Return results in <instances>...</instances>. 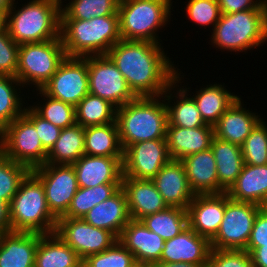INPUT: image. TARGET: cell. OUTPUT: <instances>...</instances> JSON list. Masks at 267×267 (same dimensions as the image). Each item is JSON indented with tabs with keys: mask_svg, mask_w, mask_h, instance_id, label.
Returning a JSON list of instances; mask_svg holds the SVG:
<instances>
[{
	"mask_svg": "<svg viewBox=\"0 0 267 267\" xmlns=\"http://www.w3.org/2000/svg\"><path fill=\"white\" fill-rule=\"evenodd\" d=\"M163 47L159 43L121 39L106 55L137 97H159L175 80L178 68Z\"/></svg>",
	"mask_w": 267,
	"mask_h": 267,
	"instance_id": "6da1fadb",
	"label": "cell"
},
{
	"mask_svg": "<svg viewBox=\"0 0 267 267\" xmlns=\"http://www.w3.org/2000/svg\"><path fill=\"white\" fill-rule=\"evenodd\" d=\"M15 1L6 15L5 27L18 44L37 43L60 37L61 0ZM17 8V10H16Z\"/></svg>",
	"mask_w": 267,
	"mask_h": 267,
	"instance_id": "7a4b0ae2",
	"label": "cell"
},
{
	"mask_svg": "<svg viewBox=\"0 0 267 267\" xmlns=\"http://www.w3.org/2000/svg\"><path fill=\"white\" fill-rule=\"evenodd\" d=\"M116 123L123 151L137 142L166 139L168 115L163 96L137 97L118 107Z\"/></svg>",
	"mask_w": 267,
	"mask_h": 267,
	"instance_id": "3957f363",
	"label": "cell"
},
{
	"mask_svg": "<svg viewBox=\"0 0 267 267\" xmlns=\"http://www.w3.org/2000/svg\"><path fill=\"white\" fill-rule=\"evenodd\" d=\"M60 37L67 57L106 55L121 40L119 15L61 19Z\"/></svg>",
	"mask_w": 267,
	"mask_h": 267,
	"instance_id": "277c9868",
	"label": "cell"
},
{
	"mask_svg": "<svg viewBox=\"0 0 267 267\" xmlns=\"http://www.w3.org/2000/svg\"><path fill=\"white\" fill-rule=\"evenodd\" d=\"M210 45L228 52H248L267 42V3L260 10L222 14L211 32Z\"/></svg>",
	"mask_w": 267,
	"mask_h": 267,
	"instance_id": "5b68a950",
	"label": "cell"
},
{
	"mask_svg": "<svg viewBox=\"0 0 267 267\" xmlns=\"http://www.w3.org/2000/svg\"><path fill=\"white\" fill-rule=\"evenodd\" d=\"M11 231L55 233L57 218L48 208L41 180L30 171L9 204Z\"/></svg>",
	"mask_w": 267,
	"mask_h": 267,
	"instance_id": "8992f818",
	"label": "cell"
},
{
	"mask_svg": "<svg viewBox=\"0 0 267 267\" xmlns=\"http://www.w3.org/2000/svg\"><path fill=\"white\" fill-rule=\"evenodd\" d=\"M173 0H120L118 5L122 40L162 42L159 33L171 21ZM161 30V31H160Z\"/></svg>",
	"mask_w": 267,
	"mask_h": 267,
	"instance_id": "52a82bcc",
	"label": "cell"
},
{
	"mask_svg": "<svg viewBox=\"0 0 267 267\" xmlns=\"http://www.w3.org/2000/svg\"><path fill=\"white\" fill-rule=\"evenodd\" d=\"M66 57L61 38L19 45L16 78L35 92L51 79Z\"/></svg>",
	"mask_w": 267,
	"mask_h": 267,
	"instance_id": "ba28073f",
	"label": "cell"
},
{
	"mask_svg": "<svg viewBox=\"0 0 267 267\" xmlns=\"http://www.w3.org/2000/svg\"><path fill=\"white\" fill-rule=\"evenodd\" d=\"M0 151L9 159L30 170L46 164L48 152L43 148L35 126L24 116L3 129Z\"/></svg>",
	"mask_w": 267,
	"mask_h": 267,
	"instance_id": "9c48e42d",
	"label": "cell"
},
{
	"mask_svg": "<svg viewBox=\"0 0 267 267\" xmlns=\"http://www.w3.org/2000/svg\"><path fill=\"white\" fill-rule=\"evenodd\" d=\"M262 208L233 200L225 192V212L216 236L210 241L211 248L246 250L255 218Z\"/></svg>",
	"mask_w": 267,
	"mask_h": 267,
	"instance_id": "30bf717a",
	"label": "cell"
},
{
	"mask_svg": "<svg viewBox=\"0 0 267 267\" xmlns=\"http://www.w3.org/2000/svg\"><path fill=\"white\" fill-rule=\"evenodd\" d=\"M89 93L121 107L137 96L107 55L87 56Z\"/></svg>",
	"mask_w": 267,
	"mask_h": 267,
	"instance_id": "8fae6325",
	"label": "cell"
},
{
	"mask_svg": "<svg viewBox=\"0 0 267 267\" xmlns=\"http://www.w3.org/2000/svg\"><path fill=\"white\" fill-rule=\"evenodd\" d=\"M55 233L82 261L105 251L118 240L110 231L94 227L82 218H58Z\"/></svg>",
	"mask_w": 267,
	"mask_h": 267,
	"instance_id": "7c38bea8",
	"label": "cell"
},
{
	"mask_svg": "<svg viewBox=\"0 0 267 267\" xmlns=\"http://www.w3.org/2000/svg\"><path fill=\"white\" fill-rule=\"evenodd\" d=\"M31 171L44 186L47 205L51 213L57 219L62 217L79 188L73 166L44 164Z\"/></svg>",
	"mask_w": 267,
	"mask_h": 267,
	"instance_id": "4fadbf2b",
	"label": "cell"
},
{
	"mask_svg": "<svg viewBox=\"0 0 267 267\" xmlns=\"http://www.w3.org/2000/svg\"><path fill=\"white\" fill-rule=\"evenodd\" d=\"M41 89L48 96L76 106L89 93L87 57H66Z\"/></svg>",
	"mask_w": 267,
	"mask_h": 267,
	"instance_id": "5bb4252c",
	"label": "cell"
},
{
	"mask_svg": "<svg viewBox=\"0 0 267 267\" xmlns=\"http://www.w3.org/2000/svg\"><path fill=\"white\" fill-rule=\"evenodd\" d=\"M166 139L141 141L123 151V176L152 180L170 161Z\"/></svg>",
	"mask_w": 267,
	"mask_h": 267,
	"instance_id": "9a60e30c",
	"label": "cell"
},
{
	"mask_svg": "<svg viewBox=\"0 0 267 267\" xmlns=\"http://www.w3.org/2000/svg\"><path fill=\"white\" fill-rule=\"evenodd\" d=\"M182 73L177 68L175 80L162 95L167 108L168 126H178L188 129L211 126L204 122L193 97L182 87L184 76H186Z\"/></svg>",
	"mask_w": 267,
	"mask_h": 267,
	"instance_id": "2e32d148",
	"label": "cell"
},
{
	"mask_svg": "<svg viewBox=\"0 0 267 267\" xmlns=\"http://www.w3.org/2000/svg\"><path fill=\"white\" fill-rule=\"evenodd\" d=\"M225 212V192L196 194L188 205V226L211 241L217 234Z\"/></svg>",
	"mask_w": 267,
	"mask_h": 267,
	"instance_id": "e0dca14e",
	"label": "cell"
},
{
	"mask_svg": "<svg viewBox=\"0 0 267 267\" xmlns=\"http://www.w3.org/2000/svg\"><path fill=\"white\" fill-rule=\"evenodd\" d=\"M211 249V242L188 226L176 237L165 241L160 262H188L206 267Z\"/></svg>",
	"mask_w": 267,
	"mask_h": 267,
	"instance_id": "ac0fdd59",
	"label": "cell"
},
{
	"mask_svg": "<svg viewBox=\"0 0 267 267\" xmlns=\"http://www.w3.org/2000/svg\"><path fill=\"white\" fill-rule=\"evenodd\" d=\"M123 157L83 155L72 164L78 187L92 188L101 184H121Z\"/></svg>",
	"mask_w": 267,
	"mask_h": 267,
	"instance_id": "d6986e66",
	"label": "cell"
},
{
	"mask_svg": "<svg viewBox=\"0 0 267 267\" xmlns=\"http://www.w3.org/2000/svg\"><path fill=\"white\" fill-rule=\"evenodd\" d=\"M156 189L169 207L187 210L195 194L180 160H170L152 179Z\"/></svg>",
	"mask_w": 267,
	"mask_h": 267,
	"instance_id": "ffe728a7",
	"label": "cell"
},
{
	"mask_svg": "<svg viewBox=\"0 0 267 267\" xmlns=\"http://www.w3.org/2000/svg\"><path fill=\"white\" fill-rule=\"evenodd\" d=\"M118 240L134 255L136 263L160 262L165 240L149 230L141 220L131 219Z\"/></svg>",
	"mask_w": 267,
	"mask_h": 267,
	"instance_id": "44dd1931",
	"label": "cell"
},
{
	"mask_svg": "<svg viewBox=\"0 0 267 267\" xmlns=\"http://www.w3.org/2000/svg\"><path fill=\"white\" fill-rule=\"evenodd\" d=\"M121 188L126 195L129 215L133 220H141L169 207L152 180L122 177Z\"/></svg>",
	"mask_w": 267,
	"mask_h": 267,
	"instance_id": "7402d4cb",
	"label": "cell"
},
{
	"mask_svg": "<svg viewBox=\"0 0 267 267\" xmlns=\"http://www.w3.org/2000/svg\"><path fill=\"white\" fill-rule=\"evenodd\" d=\"M240 96L214 125L215 137L242 146L251 131L263 119L258 112L246 109ZM245 106V107H244Z\"/></svg>",
	"mask_w": 267,
	"mask_h": 267,
	"instance_id": "603a6c76",
	"label": "cell"
},
{
	"mask_svg": "<svg viewBox=\"0 0 267 267\" xmlns=\"http://www.w3.org/2000/svg\"><path fill=\"white\" fill-rule=\"evenodd\" d=\"M43 234L8 232L0 234V267H34L39 239Z\"/></svg>",
	"mask_w": 267,
	"mask_h": 267,
	"instance_id": "cb8c5ba5",
	"label": "cell"
},
{
	"mask_svg": "<svg viewBox=\"0 0 267 267\" xmlns=\"http://www.w3.org/2000/svg\"><path fill=\"white\" fill-rule=\"evenodd\" d=\"M82 219L94 227L110 231L118 239L131 220L123 189L94 206Z\"/></svg>",
	"mask_w": 267,
	"mask_h": 267,
	"instance_id": "d4e9b609",
	"label": "cell"
},
{
	"mask_svg": "<svg viewBox=\"0 0 267 267\" xmlns=\"http://www.w3.org/2000/svg\"><path fill=\"white\" fill-rule=\"evenodd\" d=\"M214 126L184 128L167 126L166 143L171 160H182L184 157L211 148Z\"/></svg>",
	"mask_w": 267,
	"mask_h": 267,
	"instance_id": "484cf974",
	"label": "cell"
},
{
	"mask_svg": "<svg viewBox=\"0 0 267 267\" xmlns=\"http://www.w3.org/2000/svg\"><path fill=\"white\" fill-rule=\"evenodd\" d=\"M180 161L195 195L218 194L217 165L211 148L190 154Z\"/></svg>",
	"mask_w": 267,
	"mask_h": 267,
	"instance_id": "4316f807",
	"label": "cell"
},
{
	"mask_svg": "<svg viewBox=\"0 0 267 267\" xmlns=\"http://www.w3.org/2000/svg\"><path fill=\"white\" fill-rule=\"evenodd\" d=\"M226 193L233 200L267 207V164H244L240 175Z\"/></svg>",
	"mask_w": 267,
	"mask_h": 267,
	"instance_id": "83f0119b",
	"label": "cell"
},
{
	"mask_svg": "<svg viewBox=\"0 0 267 267\" xmlns=\"http://www.w3.org/2000/svg\"><path fill=\"white\" fill-rule=\"evenodd\" d=\"M225 83L208 84L191 92L190 87L182 86L188 93H191L202 119L208 125L214 126L225 111L239 98L235 93H231ZM195 94V95H194Z\"/></svg>",
	"mask_w": 267,
	"mask_h": 267,
	"instance_id": "f1b7e54d",
	"label": "cell"
},
{
	"mask_svg": "<svg viewBox=\"0 0 267 267\" xmlns=\"http://www.w3.org/2000/svg\"><path fill=\"white\" fill-rule=\"evenodd\" d=\"M211 150L217 165L218 194L227 192L244 166L241 146L214 137Z\"/></svg>",
	"mask_w": 267,
	"mask_h": 267,
	"instance_id": "f546056e",
	"label": "cell"
},
{
	"mask_svg": "<svg viewBox=\"0 0 267 267\" xmlns=\"http://www.w3.org/2000/svg\"><path fill=\"white\" fill-rule=\"evenodd\" d=\"M82 262L77 253L56 233L40 237L34 267H81Z\"/></svg>",
	"mask_w": 267,
	"mask_h": 267,
	"instance_id": "4dcf8cb0",
	"label": "cell"
},
{
	"mask_svg": "<svg viewBox=\"0 0 267 267\" xmlns=\"http://www.w3.org/2000/svg\"><path fill=\"white\" fill-rule=\"evenodd\" d=\"M84 146V127L77 123L66 127L48 152L46 164L72 165L85 154Z\"/></svg>",
	"mask_w": 267,
	"mask_h": 267,
	"instance_id": "1f68e13d",
	"label": "cell"
},
{
	"mask_svg": "<svg viewBox=\"0 0 267 267\" xmlns=\"http://www.w3.org/2000/svg\"><path fill=\"white\" fill-rule=\"evenodd\" d=\"M85 155L123 157L116 121L84 128Z\"/></svg>",
	"mask_w": 267,
	"mask_h": 267,
	"instance_id": "d6a6232c",
	"label": "cell"
},
{
	"mask_svg": "<svg viewBox=\"0 0 267 267\" xmlns=\"http://www.w3.org/2000/svg\"><path fill=\"white\" fill-rule=\"evenodd\" d=\"M16 77L0 75V127L4 129L16 118L24 114L25 101L23 91L25 88ZM24 98H23V97Z\"/></svg>",
	"mask_w": 267,
	"mask_h": 267,
	"instance_id": "836d02e7",
	"label": "cell"
},
{
	"mask_svg": "<svg viewBox=\"0 0 267 267\" xmlns=\"http://www.w3.org/2000/svg\"><path fill=\"white\" fill-rule=\"evenodd\" d=\"M117 107L88 93L76 106V123L82 127L106 125L116 121Z\"/></svg>",
	"mask_w": 267,
	"mask_h": 267,
	"instance_id": "e575fe53",
	"label": "cell"
},
{
	"mask_svg": "<svg viewBox=\"0 0 267 267\" xmlns=\"http://www.w3.org/2000/svg\"><path fill=\"white\" fill-rule=\"evenodd\" d=\"M141 221L149 230L166 241L176 237L188 227V213L180 207H168L163 211L145 216Z\"/></svg>",
	"mask_w": 267,
	"mask_h": 267,
	"instance_id": "d590c367",
	"label": "cell"
},
{
	"mask_svg": "<svg viewBox=\"0 0 267 267\" xmlns=\"http://www.w3.org/2000/svg\"><path fill=\"white\" fill-rule=\"evenodd\" d=\"M35 93L37 96H41L43 101L38 98V103L35 101L33 105L30 104L29 106L40 117L61 129L72 126L76 123L74 105L48 96L42 89H36Z\"/></svg>",
	"mask_w": 267,
	"mask_h": 267,
	"instance_id": "8d00e7d4",
	"label": "cell"
},
{
	"mask_svg": "<svg viewBox=\"0 0 267 267\" xmlns=\"http://www.w3.org/2000/svg\"><path fill=\"white\" fill-rule=\"evenodd\" d=\"M121 184H101L92 188L79 187L67 212L60 218H83L94 206L107 200Z\"/></svg>",
	"mask_w": 267,
	"mask_h": 267,
	"instance_id": "74e56055",
	"label": "cell"
},
{
	"mask_svg": "<svg viewBox=\"0 0 267 267\" xmlns=\"http://www.w3.org/2000/svg\"><path fill=\"white\" fill-rule=\"evenodd\" d=\"M61 0V19L90 20L94 17L119 15L120 0ZM63 3V4H62Z\"/></svg>",
	"mask_w": 267,
	"mask_h": 267,
	"instance_id": "f35d334b",
	"label": "cell"
},
{
	"mask_svg": "<svg viewBox=\"0 0 267 267\" xmlns=\"http://www.w3.org/2000/svg\"><path fill=\"white\" fill-rule=\"evenodd\" d=\"M31 170L0 151V199L10 204L19 186Z\"/></svg>",
	"mask_w": 267,
	"mask_h": 267,
	"instance_id": "ab89813d",
	"label": "cell"
},
{
	"mask_svg": "<svg viewBox=\"0 0 267 267\" xmlns=\"http://www.w3.org/2000/svg\"><path fill=\"white\" fill-rule=\"evenodd\" d=\"M244 164H267V124L264 118L251 131L241 146Z\"/></svg>",
	"mask_w": 267,
	"mask_h": 267,
	"instance_id": "60d3db41",
	"label": "cell"
},
{
	"mask_svg": "<svg viewBox=\"0 0 267 267\" xmlns=\"http://www.w3.org/2000/svg\"><path fill=\"white\" fill-rule=\"evenodd\" d=\"M82 264L85 267H133L136 261L134 255L117 240L105 251L89 255Z\"/></svg>",
	"mask_w": 267,
	"mask_h": 267,
	"instance_id": "b9f144b4",
	"label": "cell"
},
{
	"mask_svg": "<svg viewBox=\"0 0 267 267\" xmlns=\"http://www.w3.org/2000/svg\"><path fill=\"white\" fill-rule=\"evenodd\" d=\"M186 10L187 18L191 20V22L196 23L197 26L204 27H212L213 30L215 24L219 21L221 17V11L218 5L217 0H187Z\"/></svg>",
	"mask_w": 267,
	"mask_h": 267,
	"instance_id": "7bdbcfd3",
	"label": "cell"
},
{
	"mask_svg": "<svg viewBox=\"0 0 267 267\" xmlns=\"http://www.w3.org/2000/svg\"><path fill=\"white\" fill-rule=\"evenodd\" d=\"M19 45L6 27L0 30V75L16 77Z\"/></svg>",
	"mask_w": 267,
	"mask_h": 267,
	"instance_id": "ee69618b",
	"label": "cell"
},
{
	"mask_svg": "<svg viewBox=\"0 0 267 267\" xmlns=\"http://www.w3.org/2000/svg\"><path fill=\"white\" fill-rule=\"evenodd\" d=\"M206 267H254L246 250L211 249Z\"/></svg>",
	"mask_w": 267,
	"mask_h": 267,
	"instance_id": "f6af8a7d",
	"label": "cell"
},
{
	"mask_svg": "<svg viewBox=\"0 0 267 267\" xmlns=\"http://www.w3.org/2000/svg\"><path fill=\"white\" fill-rule=\"evenodd\" d=\"M38 132L43 148L49 152L60 136L61 128L40 117L30 106H26L23 114Z\"/></svg>",
	"mask_w": 267,
	"mask_h": 267,
	"instance_id": "bcb514c9",
	"label": "cell"
},
{
	"mask_svg": "<svg viewBox=\"0 0 267 267\" xmlns=\"http://www.w3.org/2000/svg\"><path fill=\"white\" fill-rule=\"evenodd\" d=\"M264 245H267V207H263L255 218L246 251L250 254Z\"/></svg>",
	"mask_w": 267,
	"mask_h": 267,
	"instance_id": "7dc6e473",
	"label": "cell"
},
{
	"mask_svg": "<svg viewBox=\"0 0 267 267\" xmlns=\"http://www.w3.org/2000/svg\"><path fill=\"white\" fill-rule=\"evenodd\" d=\"M221 14H230L246 10H260L267 0H217Z\"/></svg>",
	"mask_w": 267,
	"mask_h": 267,
	"instance_id": "c3c4849f",
	"label": "cell"
},
{
	"mask_svg": "<svg viewBox=\"0 0 267 267\" xmlns=\"http://www.w3.org/2000/svg\"><path fill=\"white\" fill-rule=\"evenodd\" d=\"M11 232L9 203L0 199V234Z\"/></svg>",
	"mask_w": 267,
	"mask_h": 267,
	"instance_id": "681fc988",
	"label": "cell"
},
{
	"mask_svg": "<svg viewBox=\"0 0 267 267\" xmlns=\"http://www.w3.org/2000/svg\"><path fill=\"white\" fill-rule=\"evenodd\" d=\"M250 256L254 267H267V245L257 247Z\"/></svg>",
	"mask_w": 267,
	"mask_h": 267,
	"instance_id": "f907efd6",
	"label": "cell"
},
{
	"mask_svg": "<svg viewBox=\"0 0 267 267\" xmlns=\"http://www.w3.org/2000/svg\"><path fill=\"white\" fill-rule=\"evenodd\" d=\"M153 267H201V266L188 262H179V263L156 262L153 264Z\"/></svg>",
	"mask_w": 267,
	"mask_h": 267,
	"instance_id": "816d5d0a",
	"label": "cell"
},
{
	"mask_svg": "<svg viewBox=\"0 0 267 267\" xmlns=\"http://www.w3.org/2000/svg\"><path fill=\"white\" fill-rule=\"evenodd\" d=\"M14 3H15V0H0V10L5 15H7L8 11L12 8Z\"/></svg>",
	"mask_w": 267,
	"mask_h": 267,
	"instance_id": "f5cc1de1",
	"label": "cell"
},
{
	"mask_svg": "<svg viewBox=\"0 0 267 267\" xmlns=\"http://www.w3.org/2000/svg\"><path fill=\"white\" fill-rule=\"evenodd\" d=\"M6 15L0 10V30L5 27Z\"/></svg>",
	"mask_w": 267,
	"mask_h": 267,
	"instance_id": "db71d44e",
	"label": "cell"
},
{
	"mask_svg": "<svg viewBox=\"0 0 267 267\" xmlns=\"http://www.w3.org/2000/svg\"><path fill=\"white\" fill-rule=\"evenodd\" d=\"M133 267H153V264L136 263Z\"/></svg>",
	"mask_w": 267,
	"mask_h": 267,
	"instance_id": "11a10c76",
	"label": "cell"
},
{
	"mask_svg": "<svg viewBox=\"0 0 267 267\" xmlns=\"http://www.w3.org/2000/svg\"><path fill=\"white\" fill-rule=\"evenodd\" d=\"M2 134H3V129L0 127V141H1V138H2Z\"/></svg>",
	"mask_w": 267,
	"mask_h": 267,
	"instance_id": "9f6ffc18",
	"label": "cell"
}]
</instances>
